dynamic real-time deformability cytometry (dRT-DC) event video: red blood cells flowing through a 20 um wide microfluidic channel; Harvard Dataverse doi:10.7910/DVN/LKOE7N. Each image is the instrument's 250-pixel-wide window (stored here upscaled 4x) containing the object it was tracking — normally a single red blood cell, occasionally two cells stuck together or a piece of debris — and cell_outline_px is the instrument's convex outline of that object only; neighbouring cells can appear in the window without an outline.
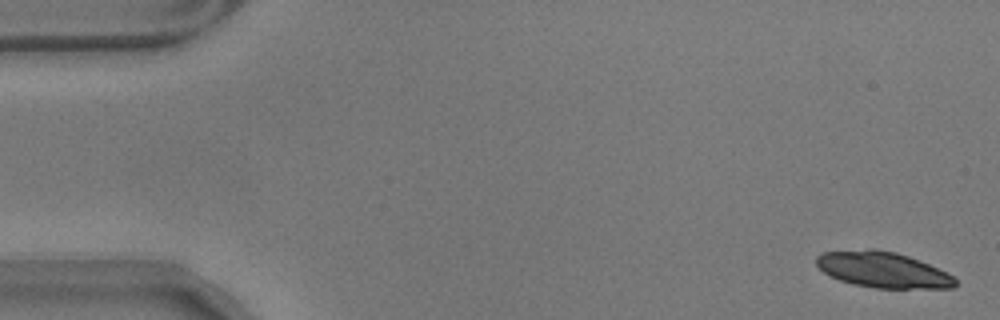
{"species": "common noctule bat (a hibernating species)", "species_latin": "Nyctalus noctula", "temperature_condition": "warm", "stored_images_in_passage": 20, "camera_frame_rate_fps": 3000, "um_per_image_px": 0.085, "animal": {"sex": "male", "body_mass_g": 17.9}, "frame": {"image": 1, "passage_image": 2, "time_ms": 0.333, "image_size_px": [1000, 320], "cell_outline_px": [[956, 284], [952, 288], [876, 288], [856, 284], [840, 280], [824, 272], [816, 264], [816, 256], [820, 252], [868, 248], [876, 248], [896, 252], [908, 256], [948, 272], [956, 280]], "centroid_in_image_um": [75.02, 22.91], "position_along_channel_um": 10.0, "area_um2": 28.96}}